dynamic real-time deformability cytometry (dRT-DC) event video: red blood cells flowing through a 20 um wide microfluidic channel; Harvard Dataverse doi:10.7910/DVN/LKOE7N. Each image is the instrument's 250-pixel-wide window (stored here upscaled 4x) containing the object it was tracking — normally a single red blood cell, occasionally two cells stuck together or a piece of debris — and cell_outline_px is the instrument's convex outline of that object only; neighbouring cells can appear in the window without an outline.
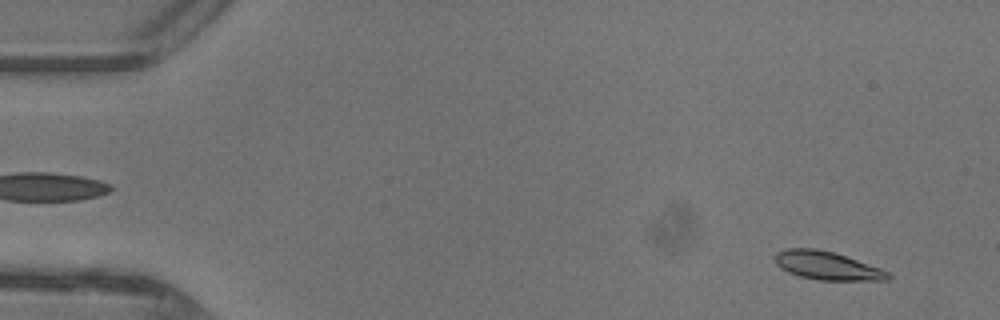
{"species": "common noctule bat (a hibernating species)", "species_latin": "Nyctalus noctula", "temperature_condition": "warm", "stored_images_in_passage": 48, "camera_frame_rate_fps": 3000, "um_per_image_px": 0.085, "animal": {"sex": "female"}, "frame": {"image": 1, "passage_image": 3, "time_ms": 0.667, "image_size_px": [1000, 320], "cell_outline_px": [[892, 276], [888, 280], [820, 280], [800, 276], [788, 272], [780, 268], [776, 264], [776, 252], [788, 248], [816, 248], [836, 252], [880, 268], [888, 272]], "centroid_in_image_um": [70.31, 22.57], "position_along_channel_um": 14.7, "area_um2": 18.67}}
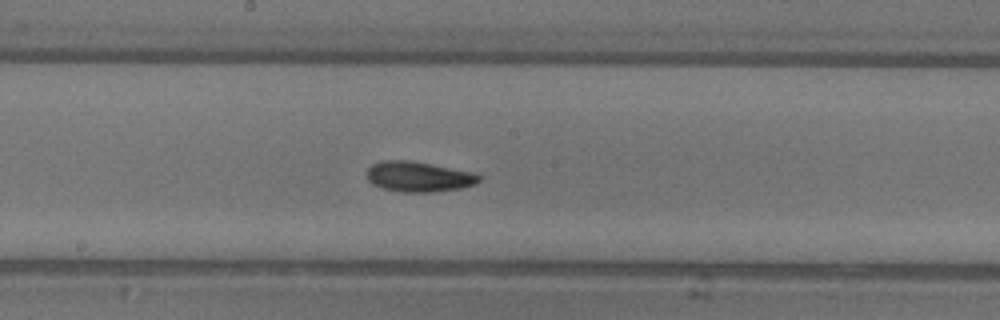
{"frame": {"image": 2, "passage_image": 25, "time_ms": 8.0, "image_size_px": [1000, 320], "cell_outline_px": [[484, 176], [476, 184], [460, 188], [432, 192], [400, 192], [384, 188], [372, 184], [368, 180], [368, 168], [372, 164], [380, 160], [408, 160], [432, 164], [472, 172]], "centroid_in_image_um": [35.6, 15.01], "position_along_channel_um": 212.6, "area_um2": 19.83}}
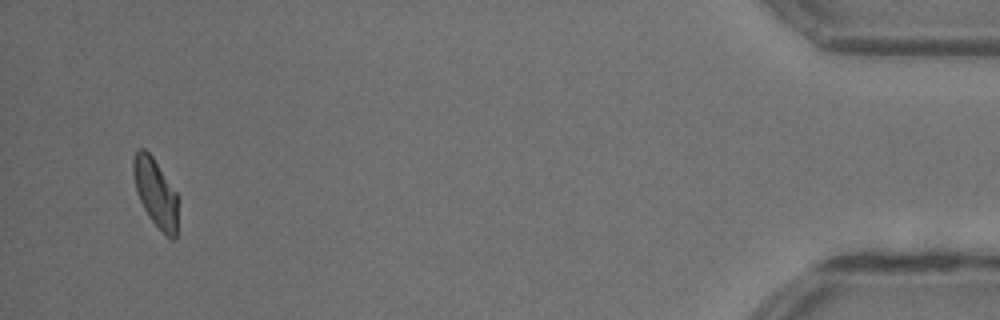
{"frame": {"image": 3, "passage_image": 45, "time_ms": 14.667, "image_size_px": [1000, 320], "cell_outline_px": [[176, 240], [172, 240], [164, 236], [152, 220], [144, 208], [136, 192], [132, 172], [132, 160], [136, 152], [140, 148], [144, 148], [152, 156], [176, 192]], "centroid_in_image_um": [13.19, 16.39], "position_along_channel_um": 422.0, "area_um2": 17.57}}